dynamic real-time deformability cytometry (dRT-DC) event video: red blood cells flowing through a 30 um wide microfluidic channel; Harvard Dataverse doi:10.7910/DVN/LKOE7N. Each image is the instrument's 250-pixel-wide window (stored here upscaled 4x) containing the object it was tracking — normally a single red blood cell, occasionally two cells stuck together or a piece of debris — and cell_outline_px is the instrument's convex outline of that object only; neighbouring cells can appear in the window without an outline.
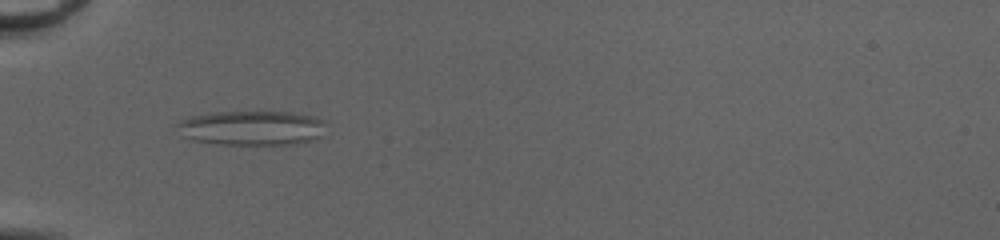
{"species": "common noctule bat (a hibernating species)", "species_latin": "Nyctalus noctula", "temperature_condition": "cold", "stored_images_in_passage": 36, "camera_frame_rate_fps": 3000, "um_per_image_px": 0.085, "animal": {"sex": "female", "body_mass_g": 20.0, "forearm_length_mm": 54.0}, "frame": {"image": 1, "passage_image": 3, "time_ms": 0.667, "image_size_px": [1000, 240], "cell_outline_px": [[324, 124], [320, 136], [308, 140], [292, 144], [224, 144], [192, 140], [184, 136], [180, 124], [184, 120], [192, 116], [216, 112], [288, 112], [308, 116], [320, 120]], "centroid_in_image_um": [21.4, 10.88], "position_along_channel_um": 63.6, "area_um2": 28.84}}
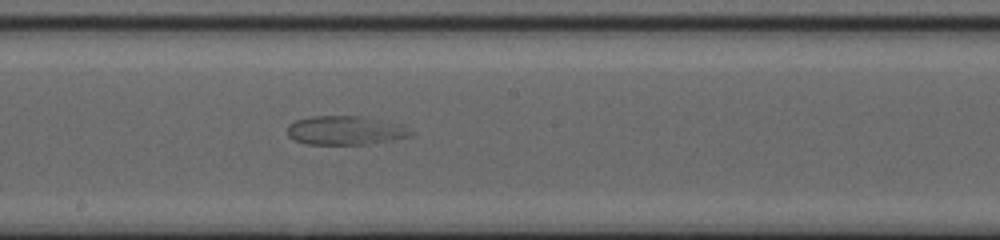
{"frame": {"image": 2, "passage_image": 15, "time_ms": 4.667, "image_size_px": [1000, 240], "cell_outline_px": [[412, 136], [392, 140], [368, 144], [308, 144], [296, 140], [288, 136], [288, 124], [296, 120], [312, 116], [364, 116], [400, 124], [412, 132]], "centroid_in_image_um": [29.36, 11.08], "position_along_channel_um": 218.8, "area_um2": 20.69}}
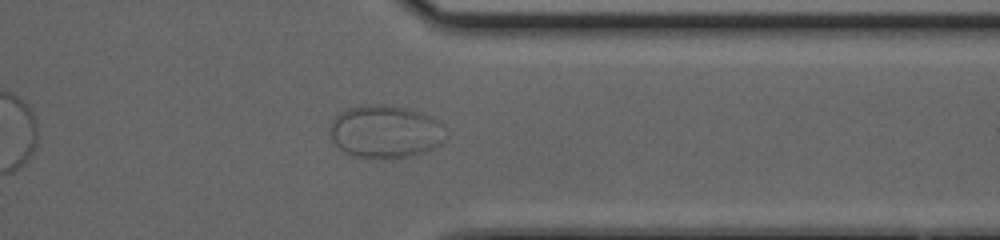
{"frame": {"image": 3, "passage_image": 27, "time_ms": 8.667, "image_size_px": [1000, 240], "cell_outline_px": [[448, 136], [440, 144], [424, 152], [412, 156], [392, 160], [380, 160], [352, 156], [344, 152], [332, 140], [332, 120], [340, 112], [348, 108], [364, 104], [380, 104], [404, 108], [420, 112], [432, 116], [444, 124]], "centroid_in_image_um": [32.8, 11.22], "position_along_channel_um": 378.6, "area_um2": 36.3}}